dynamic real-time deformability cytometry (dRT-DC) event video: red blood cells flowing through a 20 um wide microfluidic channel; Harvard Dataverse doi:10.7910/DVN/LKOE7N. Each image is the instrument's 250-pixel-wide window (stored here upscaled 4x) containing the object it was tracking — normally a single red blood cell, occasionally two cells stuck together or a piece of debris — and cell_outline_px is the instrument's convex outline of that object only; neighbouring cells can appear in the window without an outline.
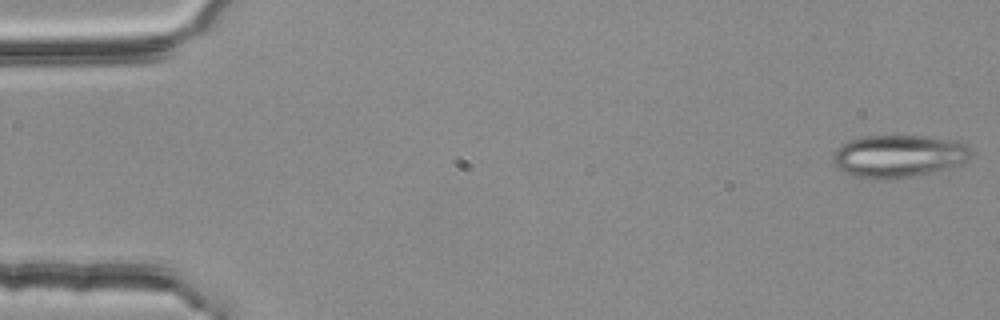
{"species": "common noctule bat (a hibernating species)", "species_latin": "Nyctalus noctula", "temperature_condition": "room temperature", "stored_images_in_passage": 20, "camera_frame_rate_fps": 3000, "um_per_image_px": 0.085, "animal": {"sex": "female", "body_mass_g": 25.1}, "frame": {"image": 1, "passage_image": 1, "time_ms": 0.0, "image_size_px": [1000, 320], "cell_outline_px": [[972, 152], [968, 160], [964, 164], [932, 172], [912, 176], [884, 180], [876, 180], [844, 172], [836, 168], [832, 164], [832, 156], [836, 148], [840, 144], [848, 140], [860, 136], [924, 136], [964, 140], [972, 148]], "centroid_in_image_um": [76.42, 13.25], "position_along_channel_um": 8.6, "area_um2": 35.03}}